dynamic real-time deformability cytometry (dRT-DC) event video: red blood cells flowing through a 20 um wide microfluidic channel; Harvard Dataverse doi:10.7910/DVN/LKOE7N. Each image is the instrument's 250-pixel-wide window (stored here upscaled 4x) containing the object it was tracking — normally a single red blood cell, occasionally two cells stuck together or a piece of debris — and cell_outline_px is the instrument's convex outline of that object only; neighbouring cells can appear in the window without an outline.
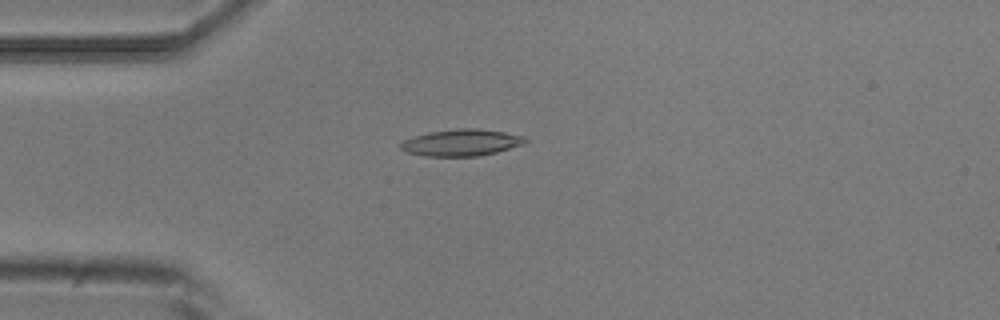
{"species": "common noctule bat (a hibernating species)", "species_latin": "Nyctalus noctula", "temperature_condition": "room temperature", "stored_images_in_passage": 1, "camera_frame_rate_fps": 3000, "um_per_image_px": 0.085, "animal": {"sex": "male", "body_mass_g": 20.5, "forearm_length_mm": 52.5}, "frame": {"image": 1, "passage_image": 1, "time_ms": 0.0, "image_size_px": [1000, 320], "cell_outline_px": [[528, 140], [524, 144], [496, 152], [480, 156], [424, 156], [408, 152], [400, 148], [400, 144], [404, 140], [428, 132], [456, 128], [476, 128], [504, 132], [524, 136]], "centroid_in_image_um": [39.24, 12.12], "position_along_channel_um": 45.8, "area_um2": 19.31}}